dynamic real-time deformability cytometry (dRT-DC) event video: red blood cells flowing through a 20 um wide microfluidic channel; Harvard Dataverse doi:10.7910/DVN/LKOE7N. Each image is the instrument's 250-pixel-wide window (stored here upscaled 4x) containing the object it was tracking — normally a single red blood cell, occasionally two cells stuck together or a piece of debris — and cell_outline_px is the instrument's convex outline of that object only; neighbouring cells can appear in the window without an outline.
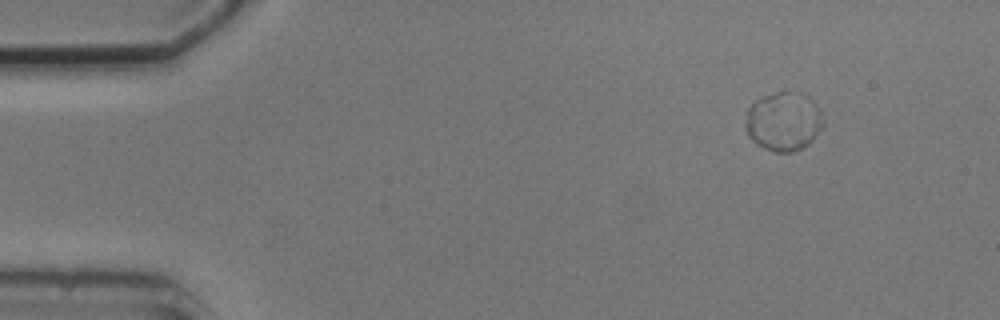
{"species": "common noctule bat (a hibernating species)", "species_latin": "Nyctalus noctula", "temperature_condition": "cold", "stored_images_in_passage": 4, "camera_frame_rate_fps": 3000, "um_per_image_px": 0.085, "animal": {"sex": "male", "body_mass_g": 20.5, "forearm_length_mm": 52.5}, "frame": {"image": 1, "passage_image": 1, "time_ms": 0.0, "image_size_px": [1000, 320], "cell_outline_px": [[824, 124], [812, 140], [808, 144], [792, 152], [772, 152], [756, 144], [748, 136], [744, 124], [748, 108], [756, 100], [764, 96], [776, 92], [788, 92], [816, 104], [820, 108], [824, 120]], "centroid_in_image_um": [66.56, 10.37], "position_along_channel_um": 18.4, "area_um2": 26.24}}
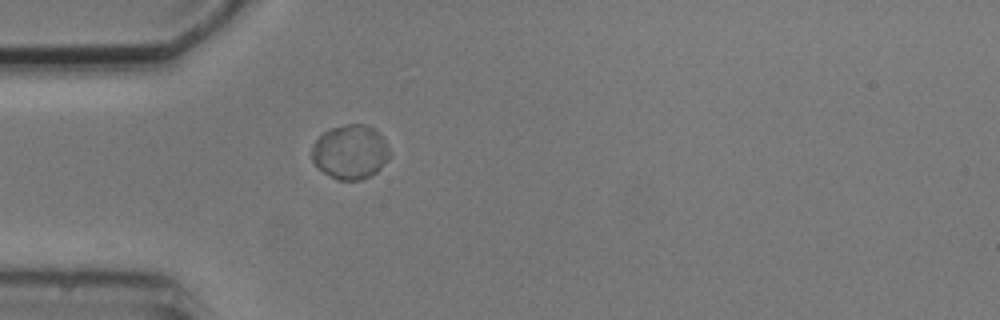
{"frame": {"image": 2, "passage_image": 4, "time_ms": 3.333, "image_size_px": [1000, 320], "cell_outline_px": [[392, 156], [376, 172], [364, 180], [336, 180], [324, 172], [312, 160], [312, 144], [328, 128], [348, 124], [364, 124], [372, 128], [388, 144]], "centroid_in_image_um": [29.79, 12.93], "position_along_channel_um": 55.2, "area_um2": 24.68}}